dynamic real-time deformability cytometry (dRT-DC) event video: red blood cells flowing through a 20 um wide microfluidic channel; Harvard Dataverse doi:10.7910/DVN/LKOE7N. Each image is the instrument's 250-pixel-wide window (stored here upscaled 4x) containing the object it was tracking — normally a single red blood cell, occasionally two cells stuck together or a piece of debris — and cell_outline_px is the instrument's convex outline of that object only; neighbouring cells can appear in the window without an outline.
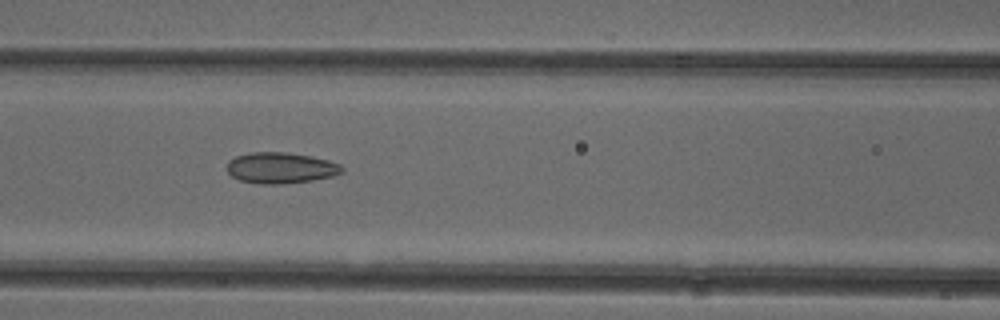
{"species": "common noctule bat (a hibernating species)", "species_latin": "Nyctalus noctula", "temperature_condition": "cold", "stored_images_in_passage": 39, "camera_frame_rate_fps": 3000, "um_per_image_px": 0.085, "animal": {"sex": "female"}, "frame": {"image": 1, "passage_image": 9, "time_ms": 2.667, "image_size_px": [1000, 320], "cell_outline_px": [[344, 172], [332, 176], [312, 180], [280, 184], [264, 184], [240, 180], [232, 176], [228, 172], [228, 160], [236, 156], [248, 152], [284, 152], [312, 156], [328, 160], [340, 164], [344, 168]], "centroid_in_image_um": [23.87, 14.26], "position_along_channel_um": 142.7, "area_um2": 20.75}}
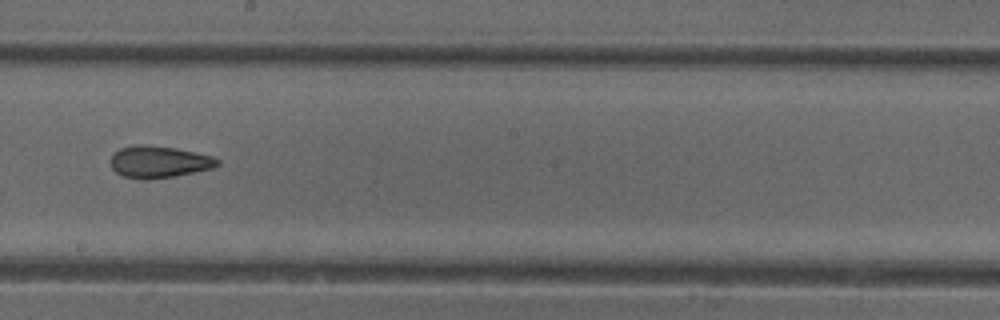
{"frame": {"image": 2, "passage_image": 16, "time_ms": 5.0, "image_size_px": [1000, 320], "cell_outline_px": [[220, 164], [212, 168], [172, 176], [148, 180], [144, 180], [124, 176], [116, 172], [112, 168], [112, 152], [120, 148], [136, 144], [144, 144], [176, 148], [212, 156], [220, 160]], "centroid_in_image_um": [13.49, 13.74], "position_along_channel_um": 234.7, "area_um2": 19.77}}
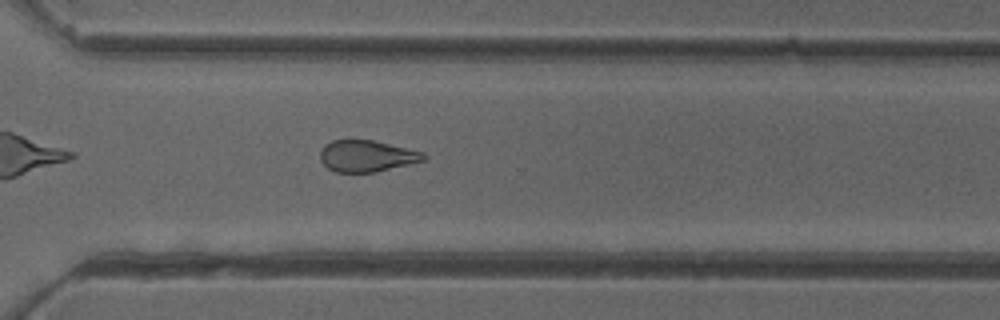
{"frame": {"image": 3, "passage_image": 24, "time_ms": 7.667, "image_size_px": [1000, 320], "cell_outline_px": [[428, 156], [424, 160], [376, 172], [336, 172], [328, 168], [320, 160], [320, 152], [324, 144], [332, 140], [372, 140], [424, 152]], "centroid_in_image_um": [31.16, 13.26], "position_along_channel_um": 339.4, "area_um2": 18.9}, "authors_computed_cell_mechanics": {"area_um2": 20.1722, "velocity_mm_per_s": 3.9549, "shape_relaxation_time_tau1_ms": 10.3816, "shape_relaxation_time_tau2_ms": 3.6861, "deformation_change_tau1": 0.1624, "deformation_change_tau2": 0.1159}}